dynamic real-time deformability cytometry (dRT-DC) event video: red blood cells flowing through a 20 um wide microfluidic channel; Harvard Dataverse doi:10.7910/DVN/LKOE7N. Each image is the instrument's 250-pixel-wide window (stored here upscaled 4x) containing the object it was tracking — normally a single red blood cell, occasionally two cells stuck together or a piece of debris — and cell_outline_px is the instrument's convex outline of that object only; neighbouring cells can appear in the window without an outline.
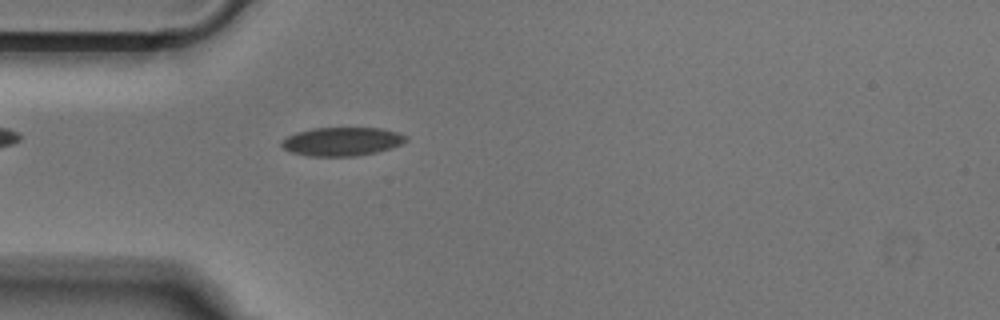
{"species": "Egyptian fruit bat (a non-hibernating species)", "species_latin": "Rousettus aegyptiacus", "temperature_condition": "cold", "stored_images_in_passage": 50, "camera_frame_rate_fps": 3000, "um_per_image_px": 0.085, "animal": {"sex": "male"}, "frame": {"image": 1, "passage_image": 13, "time_ms": 4.0, "image_size_px": [1000, 320], "cell_outline_px": [[408, 140], [392, 148], [376, 152], [356, 156], [308, 156], [292, 152], [284, 148], [280, 144], [288, 136], [296, 132], [312, 128], [380, 128], [400, 132], [408, 136]], "centroid_in_image_um": [29.11, 12.02], "position_along_channel_um": 55.9, "area_um2": 20.75}}
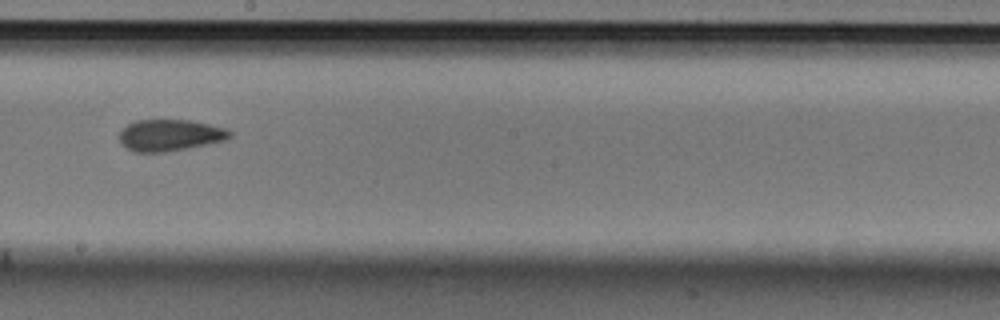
{"frame": {"image": 2, "passage_image": 27, "time_ms": 8.667, "image_size_px": [1000, 320], "cell_outline_px": [[232, 136], [224, 140], [188, 148], [164, 152], [132, 152], [120, 144], [120, 132], [128, 124], [136, 120], [188, 120], [228, 128], [232, 132]], "centroid_in_image_um": [14.44, 11.49], "position_along_channel_um": 233.8, "area_um2": 20.29}}
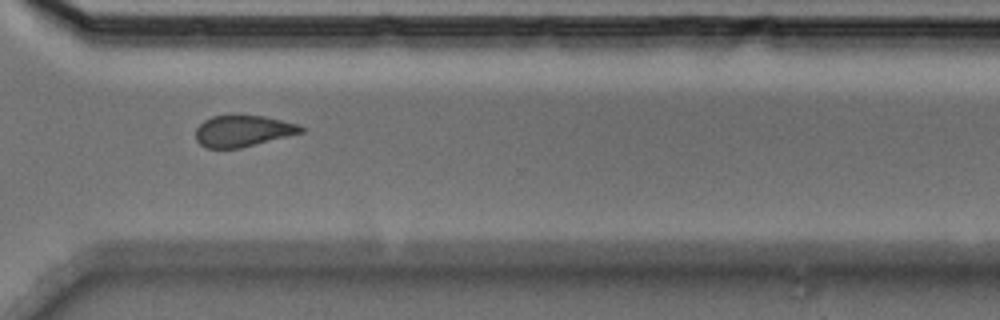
{"frame": {"image": 3, "passage_image": 36, "time_ms": 11.667, "image_size_px": [1000, 320], "cell_outline_px": [[304, 132], [240, 148], [208, 148], [200, 144], [196, 140], [196, 128], [204, 120], [212, 116], [264, 116], [296, 124], [304, 128]], "centroid_in_image_um": [20.62, 11.14], "position_along_channel_um": 350.0, "area_um2": 18.9}}